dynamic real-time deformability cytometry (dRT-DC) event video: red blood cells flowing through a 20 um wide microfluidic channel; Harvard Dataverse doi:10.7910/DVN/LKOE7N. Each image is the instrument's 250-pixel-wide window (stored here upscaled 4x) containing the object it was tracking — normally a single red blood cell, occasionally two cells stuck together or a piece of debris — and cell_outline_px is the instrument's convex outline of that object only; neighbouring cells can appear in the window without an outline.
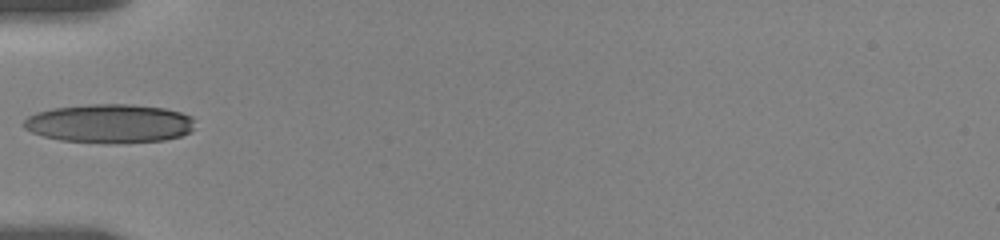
{"species": "human", "species_latin": "Homo sapiens", "temperature_condition": "room temperature", "stored_images_in_passage": 16, "camera_frame_rate_fps": 3000, "um_per_image_px": 0.085, "donor": {"sex": "female"}, "frame": {"image": 1, "passage_image": 1, "time_ms": 0.0, "image_size_px": [1000, 240], "cell_outline_px": [[192, 128], [188, 132], [180, 136], [164, 140], [60, 140], [44, 136], [32, 132], [24, 128], [24, 120], [28, 116], [36, 112], [52, 108], [88, 104], [128, 104], [164, 108], [180, 112], [192, 116]], "centroid_in_image_um": [9.27, 10.44], "position_along_channel_um": 75.7, "area_um2": 37.22}}
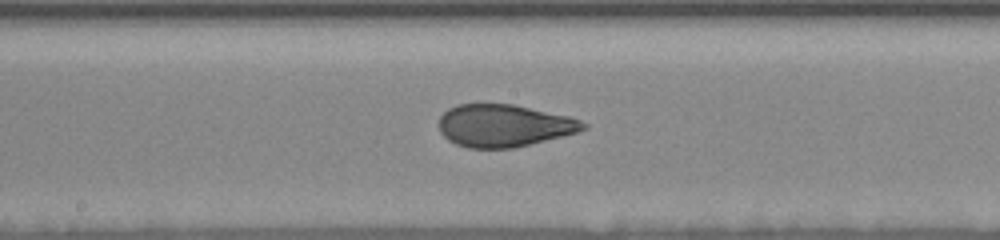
{"frame": {"image": 2, "passage_image": 10, "time_ms": 3.667, "image_size_px": [1000, 240], "cell_outline_px": [[588, 128], [576, 132], [512, 148], [468, 148], [456, 144], [448, 140], [440, 132], [436, 124], [440, 116], [448, 108], [456, 104], [512, 104], [568, 116], [580, 120], [588, 124]], "centroid_in_image_um": [42.77, 10.67], "position_along_channel_um": 205.4, "area_um2": 35.55}}
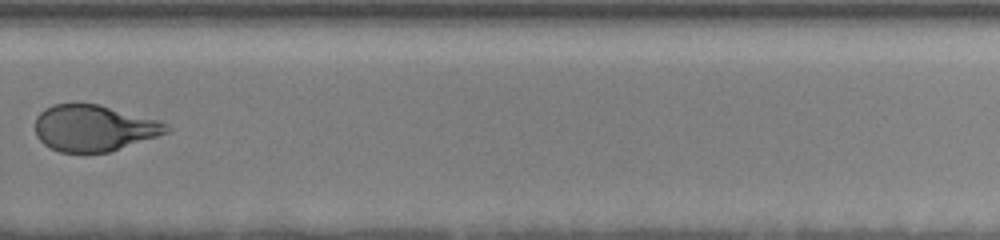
{"frame": {"image": 3, "passage_image": 16, "time_ms": 7.0, "image_size_px": [1000, 240], "cell_outline_px": [[172, 128], [168, 132], [108, 152], [60, 152], [44, 144], [36, 136], [36, 116], [44, 108], [52, 104], [100, 104], [160, 120], [168, 124]], "centroid_in_image_um": [7.98, 10.87], "position_along_channel_um": 321.8, "area_um2": 35.32}}